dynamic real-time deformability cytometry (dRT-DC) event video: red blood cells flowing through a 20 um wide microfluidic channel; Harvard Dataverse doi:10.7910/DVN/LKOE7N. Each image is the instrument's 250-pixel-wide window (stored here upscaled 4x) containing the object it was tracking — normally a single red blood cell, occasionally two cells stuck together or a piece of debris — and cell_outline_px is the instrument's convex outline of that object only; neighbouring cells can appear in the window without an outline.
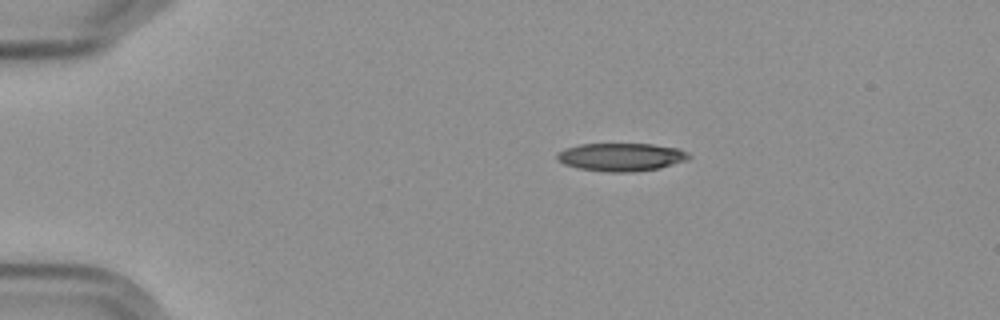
{"species": "Egyptian fruit bat (a non-hibernating species)", "species_latin": "Rousettus aegyptiacus", "temperature_condition": "cold", "stored_images_in_passage": 2, "camera_frame_rate_fps": 3000, "um_per_image_px": 0.085, "frame": {"image": 1, "passage_image": 1, "time_ms": 0.0, "image_size_px": [1000, 320], "cell_outline_px": [[692, 156], [688, 160], [660, 168], [632, 172], [608, 172], [580, 168], [564, 164], [556, 160], [556, 156], [564, 148], [580, 144], [652, 144], [680, 148], [688, 152]], "centroid_in_image_um": [52.84, 13.34], "position_along_channel_um": 32.2, "area_um2": 21.68}}